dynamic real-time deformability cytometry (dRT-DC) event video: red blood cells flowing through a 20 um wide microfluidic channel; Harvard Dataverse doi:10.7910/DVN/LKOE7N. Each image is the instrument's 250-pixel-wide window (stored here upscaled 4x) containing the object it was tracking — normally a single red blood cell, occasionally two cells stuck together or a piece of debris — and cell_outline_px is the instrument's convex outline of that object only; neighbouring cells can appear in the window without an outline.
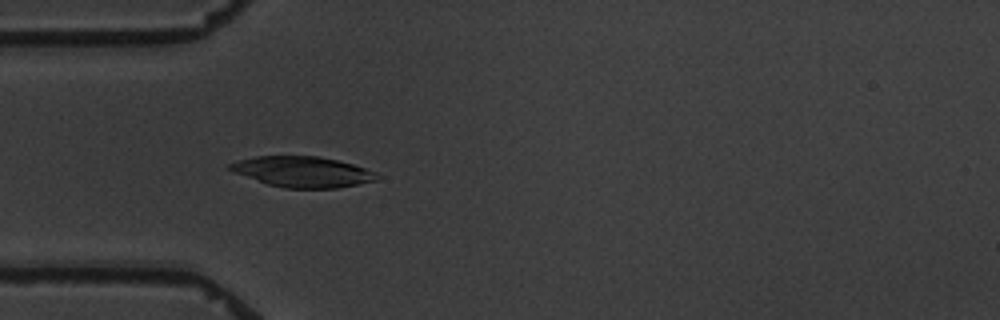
{"species": "common noctule bat (a hibernating species)", "species_latin": "Nyctalus noctula", "temperature_condition": "warm", "stored_images_in_passage": 4, "camera_frame_rate_fps": 3000, "um_per_image_px": 0.085, "animal": {"sex": "male", "body_mass_g": 19.5, "forearm_length_mm": 54.6}, "frame": {"image": 1, "passage_image": 4, "time_ms": 3.667, "image_size_px": [1000, 320], "cell_outline_px": [[380, 176], [376, 180], [360, 184], [336, 188], [284, 188], [268, 184], [232, 172], [228, 168], [228, 164], [240, 160], [256, 156], [320, 156], [352, 164], [376, 172]], "centroid_in_image_um": [25.72, 14.6], "position_along_channel_um": 59.3, "area_um2": 26.18}}